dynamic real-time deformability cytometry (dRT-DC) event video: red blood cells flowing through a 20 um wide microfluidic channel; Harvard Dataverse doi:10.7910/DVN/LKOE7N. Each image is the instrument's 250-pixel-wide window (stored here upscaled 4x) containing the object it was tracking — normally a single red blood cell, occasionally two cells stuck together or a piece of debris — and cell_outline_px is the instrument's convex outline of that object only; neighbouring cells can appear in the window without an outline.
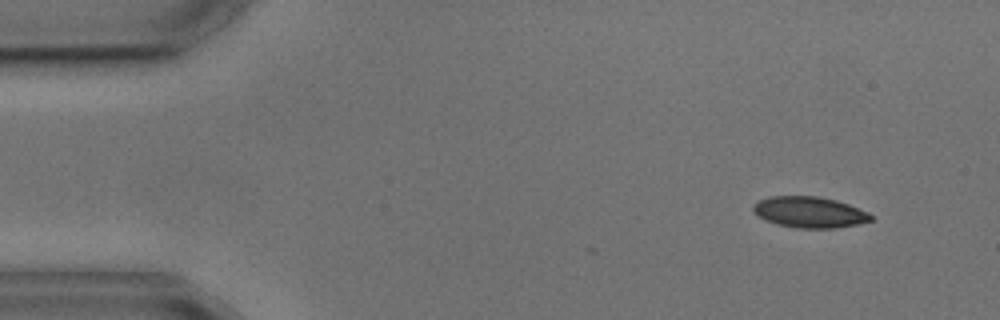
{"species": "common noctule bat (a hibernating species)", "species_latin": "Nyctalus noctula", "temperature_condition": "cold", "stored_images_in_passage": 5, "camera_frame_rate_fps": 3000, "um_per_image_px": 0.085, "animal": {"sex": "male", "body_mass_g": 17.9, "forearm_length_mm": 54.2}, "frame": {"image": 1, "passage_image": 1, "time_ms": 0.0, "image_size_px": [1000, 320], "cell_outline_px": [[872, 220], [856, 224], [836, 228], [796, 228], [776, 224], [764, 220], [752, 212], [752, 204], [768, 196], [820, 196], [836, 200], [848, 204], [868, 212], [872, 216]], "centroid_in_image_um": [68.76, 18.03], "position_along_channel_um": 16.2, "area_um2": 21.44}}